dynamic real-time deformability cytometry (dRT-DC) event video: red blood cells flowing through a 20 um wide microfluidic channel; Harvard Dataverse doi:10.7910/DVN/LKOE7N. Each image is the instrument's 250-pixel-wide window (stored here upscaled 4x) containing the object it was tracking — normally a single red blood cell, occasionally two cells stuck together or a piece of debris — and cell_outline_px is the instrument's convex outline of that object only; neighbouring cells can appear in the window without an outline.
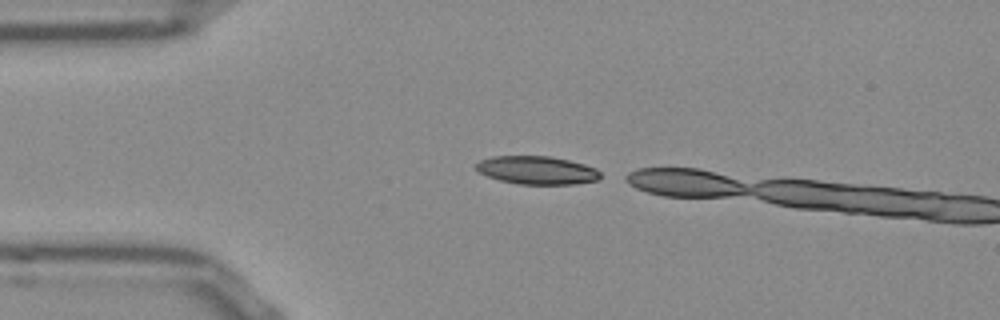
{"species": "Egyptian fruit bat (a non-hibernating species)", "species_latin": "Rousettus aegyptiacus", "temperature_condition": "room temperature", "stored_images_in_passage": 3, "camera_frame_rate_fps": 3000, "um_per_image_px": 0.085, "frame": {"image": 1, "passage_image": 1, "time_ms": 0.0, "image_size_px": [1000, 320], "cell_outline_px": [[600, 180], [576, 184], [520, 184], [500, 180], [488, 176], [480, 172], [476, 168], [476, 164], [480, 160], [492, 156], [552, 156], [584, 164], [596, 168], [600, 172]], "centroid_in_image_um": [45.67, 14.46], "position_along_channel_um": 39.3, "area_um2": 20.4}}